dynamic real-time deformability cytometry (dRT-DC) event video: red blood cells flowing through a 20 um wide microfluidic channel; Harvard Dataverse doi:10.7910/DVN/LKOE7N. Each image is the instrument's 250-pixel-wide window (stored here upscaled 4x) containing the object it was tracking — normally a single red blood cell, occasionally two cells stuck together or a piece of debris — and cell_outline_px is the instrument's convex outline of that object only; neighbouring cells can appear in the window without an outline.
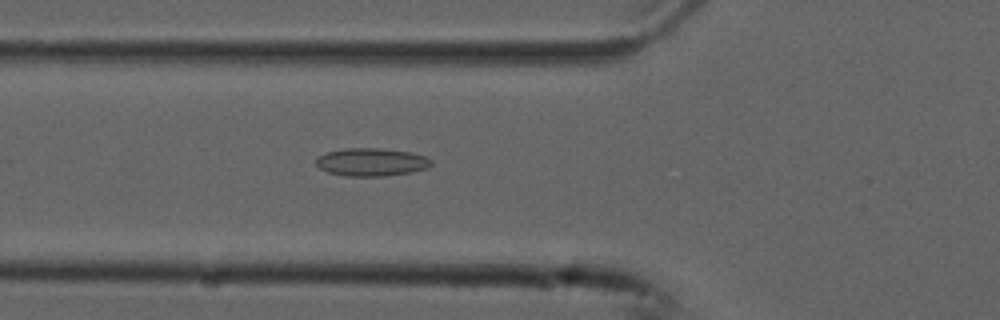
{"species": "common noctule bat (a hibernating species)", "species_latin": "Nyctalus noctula", "temperature_condition": "cold", "stored_images_in_passage": 51, "camera_frame_rate_fps": 3000, "um_per_image_px": 0.085, "animal": {"sex": "male", "forearm_length_mm": 52.5}, "frame": {"image": 1, "passage_image": 16, "time_ms": 5.0, "image_size_px": [1000, 320], "cell_outline_px": [[432, 164], [428, 168], [412, 172], [384, 176], [344, 176], [328, 172], [320, 168], [316, 164], [316, 156], [328, 152], [344, 148], [380, 148], [412, 152], [424, 156], [432, 160]], "centroid_in_image_um": [31.58, 13.77], "position_along_channel_um": 94.2, "area_um2": 18.9}}
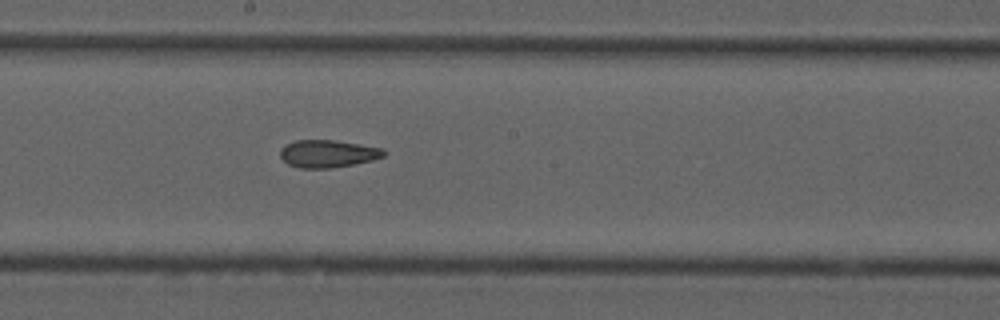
{"frame": {"image": 2, "passage_image": 26, "time_ms": 8.333, "image_size_px": [1000, 320], "cell_outline_px": [[388, 152], [384, 156], [372, 160], [332, 168], [300, 168], [288, 164], [280, 156], [280, 148], [296, 140], [332, 140], [384, 148]], "centroid_in_image_um": [27.88, 13.06], "position_along_channel_um": 220.3, "area_um2": 16.53}}
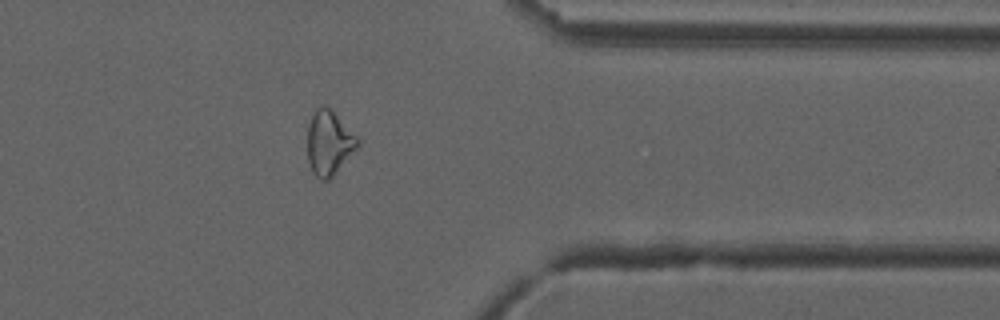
{"frame": {"image": 3, "passage_image": 40, "time_ms": 13.0, "image_size_px": [1000, 320], "cell_outline_px": [[360, 144], [332, 176], [328, 180], [320, 180], [312, 172], [308, 160], [308, 124], [316, 108], [324, 104], [332, 108], [360, 140]], "centroid_in_image_um": [27.96, 12.1], "position_along_channel_um": 383.4, "area_um2": 18.84}, "authors_computed_cell_mechanics": {"area_um2": 18.6694, "velocity_mm_per_s": 3.766, "shape_relaxation_time_tau1_ms": null, "shape_relaxation_time_tau2_ms": 4.8871, "deformation_change_tau1": null, "deformation_change_tau2": 0.143}}